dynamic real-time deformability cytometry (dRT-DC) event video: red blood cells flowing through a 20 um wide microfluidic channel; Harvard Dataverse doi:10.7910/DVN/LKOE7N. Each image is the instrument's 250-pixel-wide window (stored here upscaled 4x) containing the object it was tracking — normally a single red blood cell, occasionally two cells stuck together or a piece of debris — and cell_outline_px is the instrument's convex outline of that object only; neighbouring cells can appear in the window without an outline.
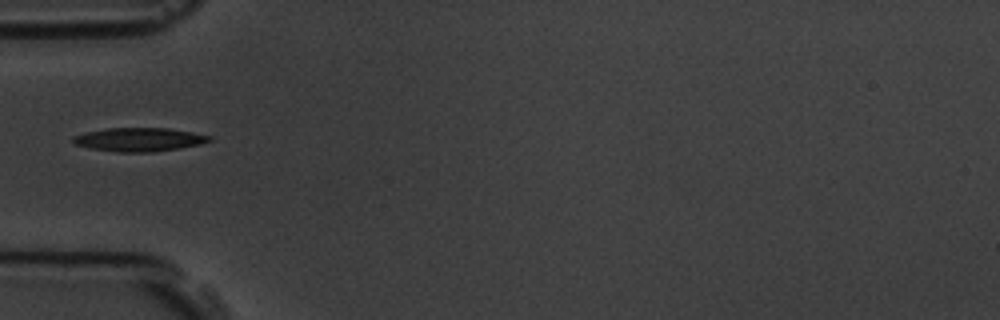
{"species": "common noctule bat (a hibernating species)", "species_latin": "Nyctalus noctula", "temperature_condition": "room temperature", "stored_images_in_passage": 8, "camera_frame_rate_fps": 3000, "um_per_image_px": 0.085, "animal": {"sex": "male", "body_mass_g": 19.5, "forearm_length_mm": 54.6}, "frame": {"image": 1, "passage_image": 7, "time_ms": 7.0, "image_size_px": [1000, 320], "cell_outline_px": [[212, 140], [200, 144], [180, 148], [152, 152], [116, 152], [92, 148], [76, 144], [72, 140], [72, 136], [88, 132], [108, 128], [168, 128], [192, 132], [212, 136]], "centroid_in_image_um": [11.86, 11.86], "position_along_channel_um": 73.1, "area_um2": 18.61}}
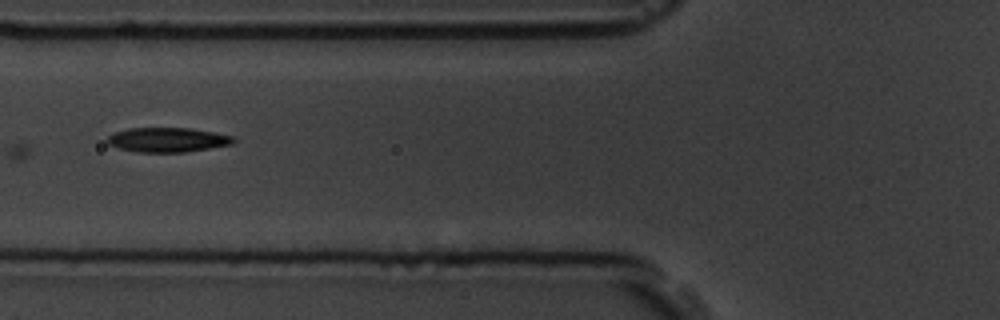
{"frame": {"image": 2, "passage_image": 8, "time_ms": 8.0, "image_size_px": [1000, 320], "cell_outline_px": [[236, 140], [232, 144], [184, 152], [136, 152], [120, 148], [108, 144], [104, 140], [108, 136], [116, 132], [128, 128], [192, 128], [236, 136]], "centroid_in_image_um": [14.25, 11.88], "position_along_channel_um": 111.5, "area_um2": 18.09}}